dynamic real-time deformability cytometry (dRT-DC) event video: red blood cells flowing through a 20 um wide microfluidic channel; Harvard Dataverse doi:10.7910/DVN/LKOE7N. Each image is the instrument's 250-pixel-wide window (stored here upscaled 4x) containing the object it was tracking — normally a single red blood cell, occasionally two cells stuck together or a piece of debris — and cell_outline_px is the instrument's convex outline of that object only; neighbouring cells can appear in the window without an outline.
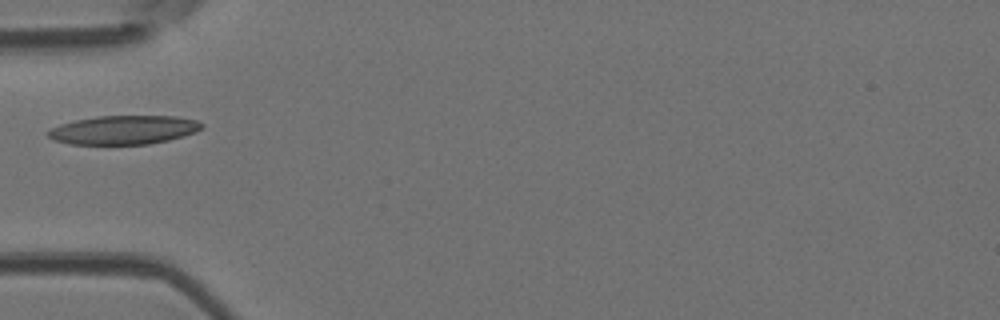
{"species": "Egyptian fruit bat (a non-hibernating species)", "species_latin": "Rousettus aegyptiacus", "temperature_condition": "room temperature", "stored_images_in_passage": 5, "camera_frame_rate_fps": 3000, "um_per_image_px": 0.085, "animal": {"sex": "female"}, "frame": {"image": 1, "passage_image": 4, "time_ms": 1.0, "image_size_px": [1000, 320], "cell_outline_px": [[204, 128], [196, 132], [184, 136], [168, 140], [148, 144], [72, 144], [52, 140], [44, 132], [60, 124], [76, 120], [96, 116], [176, 116], [196, 120], [204, 124]], "centroid_in_image_um": [10.52, 11.04], "position_along_channel_um": 74.5, "area_um2": 25.95}}
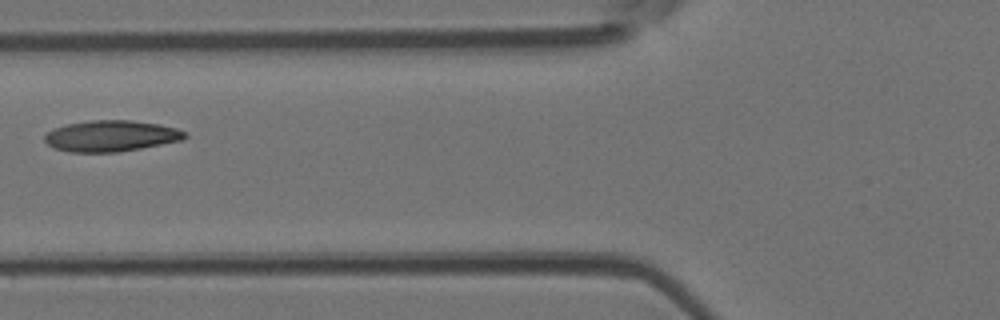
{"frame": {"image": 2, "passage_image": 5, "time_ms": 1.333, "image_size_px": [1000, 320], "cell_outline_px": [[188, 136], [180, 140], [140, 148], [116, 152], [68, 152], [52, 148], [44, 140], [44, 136], [48, 132], [56, 128], [68, 124], [92, 120], [132, 120], [160, 124], [176, 128], [188, 132]], "centroid_in_image_um": [9.44, 11.55], "position_along_channel_um": 116.4, "area_um2": 25.32}}